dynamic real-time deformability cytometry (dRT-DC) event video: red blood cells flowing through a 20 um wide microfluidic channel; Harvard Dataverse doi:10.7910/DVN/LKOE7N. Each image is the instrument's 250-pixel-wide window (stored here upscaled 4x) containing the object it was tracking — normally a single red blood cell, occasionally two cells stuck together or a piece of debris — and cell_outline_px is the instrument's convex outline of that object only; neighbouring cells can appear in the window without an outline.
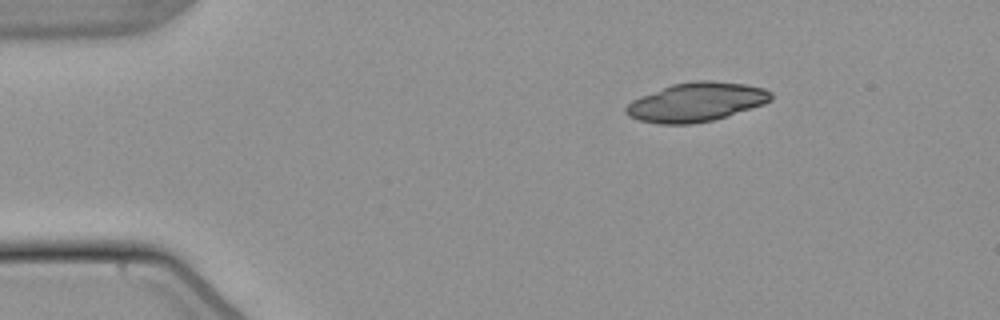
{"species": "common noctule bat (a hibernating species)", "species_latin": "Nyctalus noctula", "temperature_condition": "warm", "stored_images_in_passage": 45, "camera_frame_rate_fps": 3000, "um_per_image_px": 0.085, "animal": {"sex": "male", "body_mass_g": 21.5, "forearm_length_mm": 52.0}, "frame": {"image": 1, "passage_image": 1, "time_ms": 0.0, "image_size_px": [1000, 320], "cell_outline_px": [[772, 100], [764, 104], [728, 116], [712, 120], [692, 124], [660, 124], [640, 120], [628, 116], [624, 112], [624, 108], [632, 100], [640, 96], [672, 84], [696, 80], [712, 80], [744, 84], [764, 88], [772, 92]], "centroid_in_image_um": [59.19, 8.67], "position_along_channel_um": 25.8, "area_um2": 33.06}}